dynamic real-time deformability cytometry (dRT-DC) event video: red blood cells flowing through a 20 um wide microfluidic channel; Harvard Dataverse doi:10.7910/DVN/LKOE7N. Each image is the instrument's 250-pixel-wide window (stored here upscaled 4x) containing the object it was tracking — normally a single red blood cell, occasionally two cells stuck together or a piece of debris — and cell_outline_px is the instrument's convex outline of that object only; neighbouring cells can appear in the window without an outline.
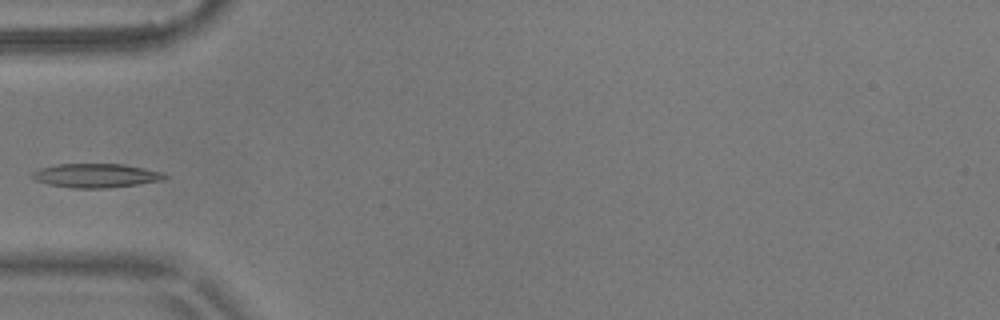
{"species": "common noctule bat (a hibernating species)", "species_latin": "Nyctalus noctula", "temperature_condition": "warm", "stored_images_in_passage": 3, "camera_frame_rate_fps": 3000, "um_per_image_px": 0.085, "animal": {"sex": "male", "body_mass_g": 17.9}, "frame": {"image": 1, "passage_image": 3, "time_ms": 0.667, "image_size_px": [1000, 320], "cell_outline_px": [[172, 176], [164, 180], [140, 184], [104, 188], [72, 188], [48, 184], [36, 180], [32, 176], [32, 172], [36, 168], [56, 164], [120, 164], [144, 168], [164, 172]], "centroid_in_image_um": [8.19, 14.92], "position_along_channel_um": 76.8, "area_um2": 18.73}}